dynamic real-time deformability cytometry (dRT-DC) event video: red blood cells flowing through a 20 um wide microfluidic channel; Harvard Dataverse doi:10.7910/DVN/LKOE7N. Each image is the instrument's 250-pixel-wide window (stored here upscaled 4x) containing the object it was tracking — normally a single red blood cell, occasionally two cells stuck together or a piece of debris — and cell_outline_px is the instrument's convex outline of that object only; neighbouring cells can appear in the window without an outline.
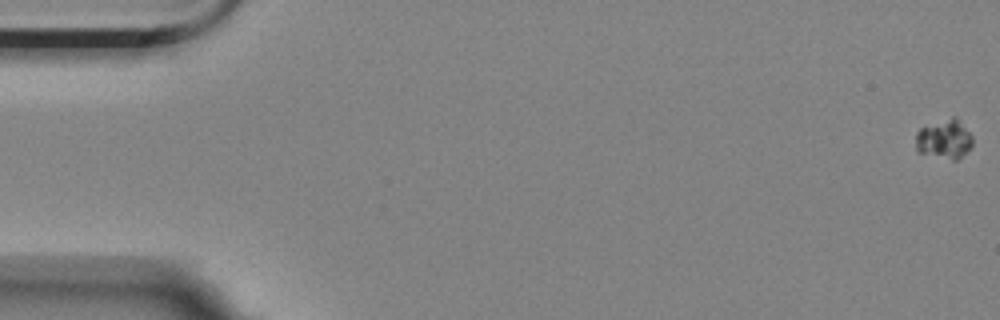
{"species": "Egyptian fruit bat (a non-hibernating species)", "species_latin": "Rousettus aegyptiacus", "temperature_condition": "room temperature", "stored_images_in_passage": 6, "camera_frame_rate_fps": 3000, "um_per_image_px": 0.085, "animal": {"sex": "female"}, "frame": {"image": 1, "passage_image": 1, "time_ms": 0.0, "image_size_px": [1000, 320], "cell_outline_px": [[972, 144], [956, 160], [952, 160], [916, 152], [916, 132], [920, 128], [952, 116], [956, 116], [972, 136]], "centroid_in_image_um": [80.23, 11.82], "position_along_channel_um": 4.8, "area_um2": 12.89}}
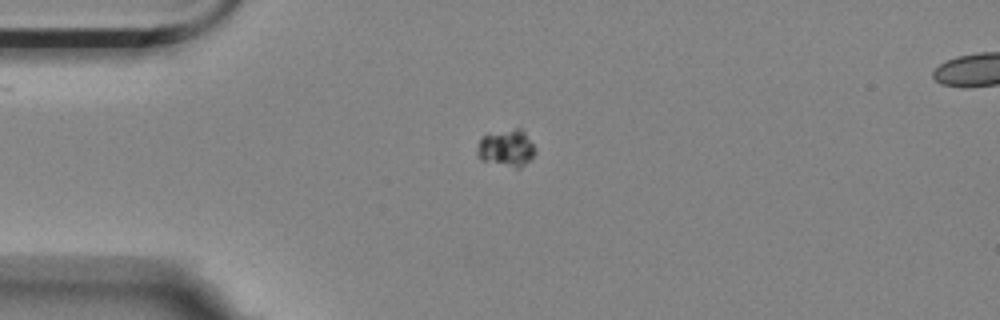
{"frame": {"image": 2, "passage_image": 5, "time_ms": 1.333, "image_size_px": [1000, 320], "cell_outline_px": [[536, 152], [520, 168], [516, 168], [480, 160], [476, 156], [476, 148], [480, 140], [484, 136], [516, 128], [520, 128], [524, 132], [532, 144]], "centroid_in_image_um": [43.01, 12.61], "position_along_channel_um": 42.0, "area_um2": 12.2}}